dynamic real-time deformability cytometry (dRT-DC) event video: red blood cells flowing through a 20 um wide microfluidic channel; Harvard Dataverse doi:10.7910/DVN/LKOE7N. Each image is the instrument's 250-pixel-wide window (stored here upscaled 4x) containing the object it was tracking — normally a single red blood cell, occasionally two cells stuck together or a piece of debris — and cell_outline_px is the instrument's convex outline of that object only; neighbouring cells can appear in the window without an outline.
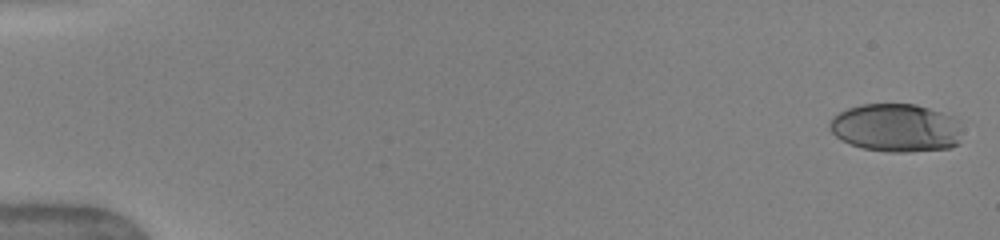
{"species": "human", "species_latin": "Homo sapiens", "temperature_condition": "warm", "stored_images_in_passage": 50, "camera_frame_rate_fps": 3000, "um_per_image_px": 0.085, "donor": {"sex": "female"}, "frame": {"image": 1, "passage_image": 1, "time_ms": 0.0, "image_size_px": [1000, 240], "cell_outline_px": [[960, 144], [952, 148], [908, 152], [888, 152], [864, 148], [852, 144], [836, 136], [828, 128], [828, 124], [832, 116], [848, 108], [860, 104], [916, 104], [952, 116], [956, 120]], "centroid_in_image_um": [76.13, 10.87], "position_along_channel_um": 8.9, "area_um2": 37.05}}
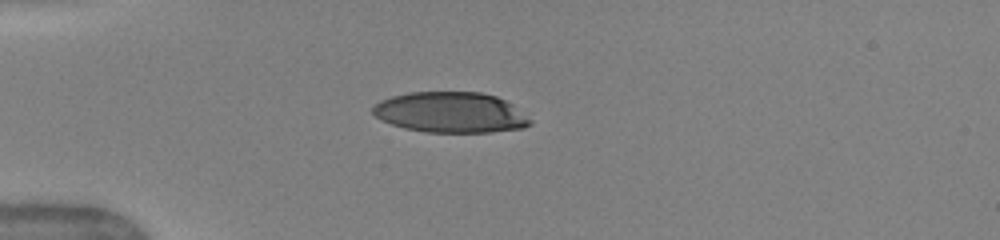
{"frame": {"image": 2, "passage_image": 14, "time_ms": 4.333, "image_size_px": [1000, 240], "cell_outline_px": [[532, 124], [524, 128], [492, 132], [428, 132], [404, 128], [392, 124], [376, 116], [372, 112], [372, 108], [380, 100], [392, 96], [408, 92], [480, 92], [496, 96], [512, 104], [532, 120]], "centroid_in_image_um": [38.33, 9.55], "position_along_channel_um": 46.7, "area_um2": 37.17}}
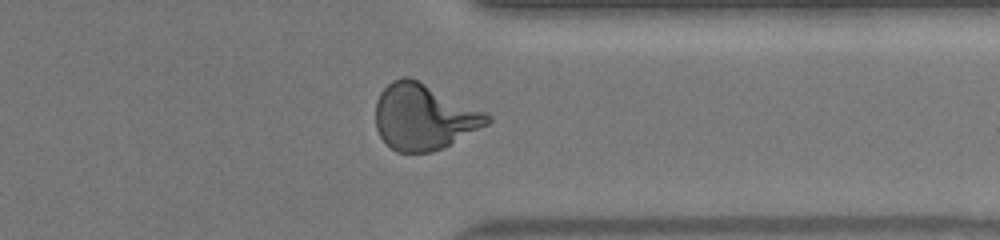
{"frame": {"image": 3, "passage_image": 40, "time_ms": 13.0, "image_size_px": [1000, 240], "cell_outline_px": [[492, 120], [488, 124], [444, 148], [432, 152], [396, 152], [380, 136], [376, 128], [376, 100], [380, 92], [392, 80], [404, 76], [408, 76], [488, 112], [492, 116]], "centroid_in_image_um": [36.04, 9.94], "position_along_channel_um": 375.4, "area_um2": 42.95}, "authors_computed_cell_mechanics": {"area_um2": 41.1247, "velocity_mm_per_s": 4.0879, "shape_relaxation_time_tau1_ms": 4.5176, "shape_relaxation_time_tau2_ms": null, "deformation_change_tau1": 0.2175, "deformation_change_tau2": null}}